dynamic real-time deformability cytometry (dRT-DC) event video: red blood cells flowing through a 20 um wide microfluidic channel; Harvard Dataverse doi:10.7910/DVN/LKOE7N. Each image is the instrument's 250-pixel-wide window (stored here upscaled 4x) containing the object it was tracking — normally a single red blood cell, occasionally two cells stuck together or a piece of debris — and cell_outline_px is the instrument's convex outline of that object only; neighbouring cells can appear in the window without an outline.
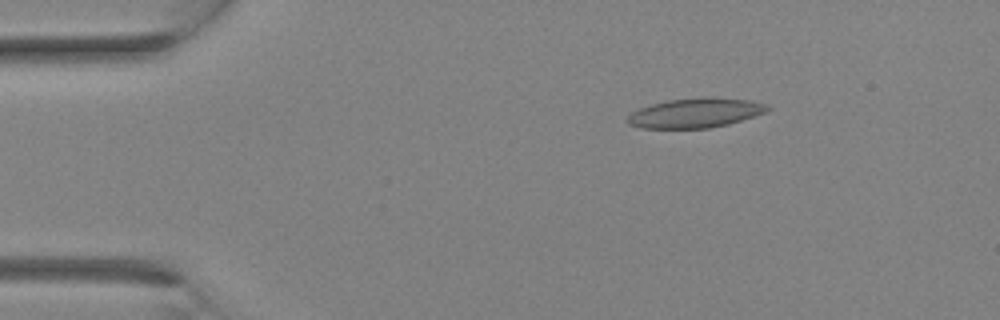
{"species": "Egyptian fruit bat (a non-hibernating species)", "species_latin": "Rousettus aegyptiacus", "temperature_condition": "room temperature", "stored_images_in_passage": 2, "camera_frame_rate_fps": 3000, "um_per_image_px": 0.085, "animal": {"sex": "female"}, "frame": {"image": 1, "passage_image": 1, "time_ms": 0.0, "image_size_px": [1000, 320], "cell_outline_px": [[772, 108], [768, 112], [728, 124], [708, 128], [640, 128], [628, 124], [624, 120], [632, 112], [640, 108], [652, 104], [668, 100], [704, 96], [752, 100], [768, 104]], "centroid_in_image_um": [59.14, 9.59], "position_along_channel_um": 25.9, "area_um2": 24.45}}